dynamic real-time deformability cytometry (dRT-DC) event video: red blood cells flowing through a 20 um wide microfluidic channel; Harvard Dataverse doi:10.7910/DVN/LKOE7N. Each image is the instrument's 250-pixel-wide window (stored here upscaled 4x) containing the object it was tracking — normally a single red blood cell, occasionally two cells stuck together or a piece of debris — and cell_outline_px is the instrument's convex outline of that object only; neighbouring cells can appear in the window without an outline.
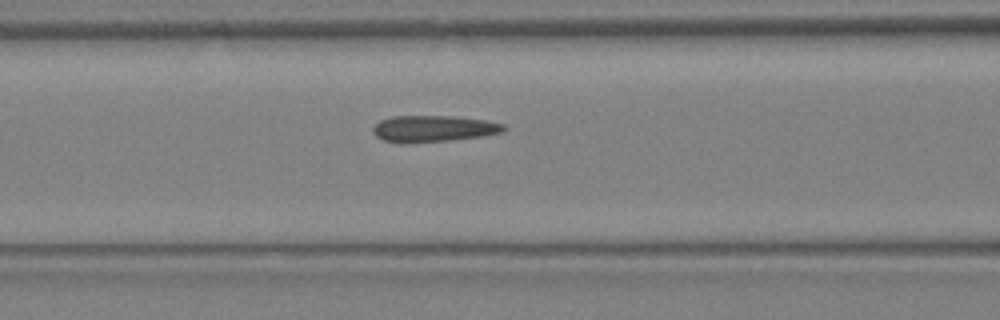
{"species": "Egyptian fruit bat (a non-hibernating species)", "species_latin": "Rousettus aegyptiacus", "temperature_condition": "warm", "stored_images_in_passage": 22, "camera_frame_rate_fps": 3000, "um_per_image_px": 0.085, "animal": {"sex": "female"}, "frame": {"image": 1, "passage_image": 10, "time_ms": 3.0, "image_size_px": [1000, 320], "cell_outline_px": [[508, 128], [504, 132], [484, 136], [448, 140], [384, 140], [376, 136], [372, 132], [372, 128], [380, 120], [392, 116], [452, 116], [488, 120], [504, 124]], "centroid_in_image_um": [36.95, 10.88], "position_along_channel_um": 129.6, "area_um2": 19.48}}
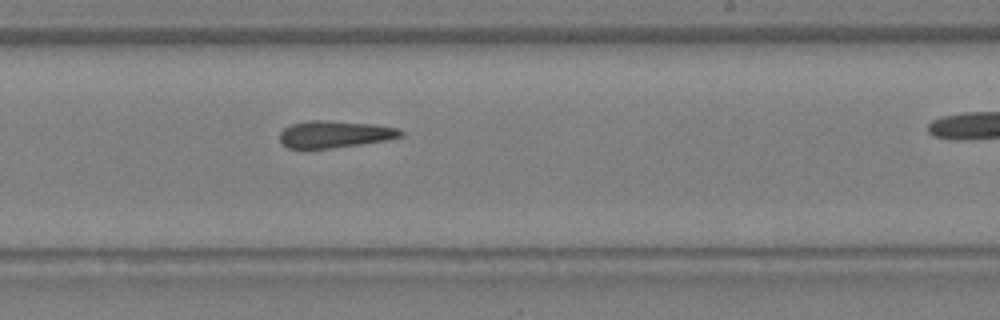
{"frame": {"image": 2, "passage_image": 16, "time_ms": 5.0, "image_size_px": [1000, 320], "cell_outline_px": [[404, 136], [384, 140], [360, 144], [328, 148], [288, 148], [280, 140], [280, 132], [284, 128], [292, 124], [308, 120], [324, 120], [376, 124], [400, 128], [404, 132]], "centroid_in_image_um": [28.48, 11.39], "position_along_channel_um": 260.5, "area_um2": 18.96}}
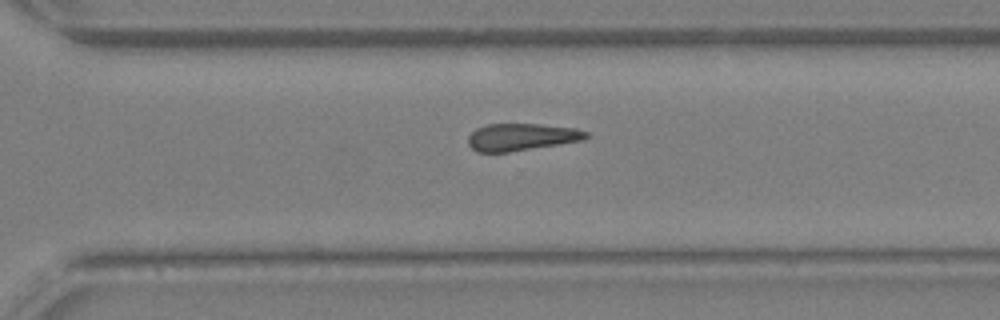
{"frame": {"image": 3, "passage_image": 19, "time_ms": 6.0, "image_size_px": [1000, 320], "cell_outline_px": [[588, 136], [584, 140], [560, 144], [508, 152], [476, 152], [468, 144], [468, 136], [476, 128], [488, 124], [540, 124], [576, 128], [588, 132]], "centroid_in_image_um": [44.32, 11.64], "position_along_channel_um": 326.3, "area_um2": 18.73}}